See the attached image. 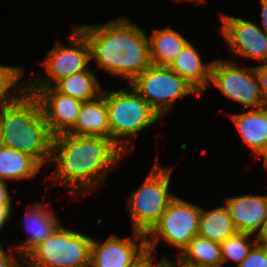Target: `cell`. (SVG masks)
I'll return each mask as SVG.
<instances>
[{"instance_id":"12","label":"cell","mask_w":267,"mask_h":267,"mask_svg":"<svg viewBox=\"0 0 267 267\" xmlns=\"http://www.w3.org/2000/svg\"><path fill=\"white\" fill-rule=\"evenodd\" d=\"M219 30L233 54L267 63V35L257 24L221 13Z\"/></svg>"},{"instance_id":"36","label":"cell","mask_w":267,"mask_h":267,"mask_svg":"<svg viewBox=\"0 0 267 267\" xmlns=\"http://www.w3.org/2000/svg\"><path fill=\"white\" fill-rule=\"evenodd\" d=\"M22 262H23V264L26 265V267H32V266H30L29 264H27V262H25L24 260H22ZM23 264L19 263V265H18L17 267H23V266H22Z\"/></svg>"},{"instance_id":"13","label":"cell","mask_w":267,"mask_h":267,"mask_svg":"<svg viewBox=\"0 0 267 267\" xmlns=\"http://www.w3.org/2000/svg\"><path fill=\"white\" fill-rule=\"evenodd\" d=\"M39 101L44 119L53 136L67 133L77 121L82 101L50 87H26Z\"/></svg>"},{"instance_id":"35","label":"cell","mask_w":267,"mask_h":267,"mask_svg":"<svg viewBox=\"0 0 267 267\" xmlns=\"http://www.w3.org/2000/svg\"><path fill=\"white\" fill-rule=\"evenodd\" d=\"M257 155H263L264 157V165L267 168V145L265 147H263L258 153Z\"/></svg>"},{"instance_id":"15","label":"cell","mask_w":267,"mask_h":267,"mask_svg":"<svg viewBox=\"0 0 267 267\" xmlns=\"http://www.w3.org/2000/svg\"><path fill=\"white\" fill-rule=\"evenodd\" d=\"M67 133L110 138L105 90L96 99L82 102L77 121Z\"/></svg>"},{"instance_id":"6","label":"cell","mask_w":267,"mask_h":267,"mask_svg":"<svg viewBox=\"0 0 267 267\" xmlns=\"http://www.w3.org/2000/svg\"><path fill=\"white\" fill-rule=\"evenodd\" d=\"M92 238L59 225L23 260L32 267H90Z\"/></svg>"},{"instance_id":"4","label":"cell","mask_w":267,"mask_h":267,"mask_svg":"<svg viewBox=\"0 0 267 267\" xmlns=\"http://www.w3.org/2000/svg\"><path fill=\"white\" fill-rule=\"evenodd\" d=\"M129 90H105L110 138L125 153L130 150L126 137H132L153 125L160 115L142 98L133 87ZM122 140H121V139ZM124 138V139H123Z\"/></svg>"},{"instance_id":"3","label":"cell","mask_w":267,"mask_h":267,"mask_svg":"<svg viewBox=\"0 0 267 267\" xmlns=\"http://www.w3.org/2000/svg\"><path fill=\"white\" fill-rule=\"evenodd\" d=\"M0 132L4 146L33 157L41 166L50 161L54 136L38 99L27 88L0 105Z\"/></svg>"},{"instance_id":"21","label":"cell","mask_w":267,"mask_h":267,"mask_svg":"<svg viewBox=\"0 0 267 267\" xmlns=\"http://www.w3.org/2000/svg\"><path fill=\"white\" fill-rule=\"evenodd\" d=\"M41 165L31 156L4 146L0 149V179L19 180L34 177Z\"/></svg>"},{"instance_id":"32","label":"cell","mask_w":267,"mask_h":267,"mask_svg":"<svg viewBox=\"0 0 267 267\" xmlns=\"http://www.w3.org/2000/svg\"><path fill=\"white\" fill-rule=\"evenodd\" d=\"M256 237V243L260 246L267 247V220L258 231Z\"/></svg>"},{"instance_id":"22","label":"cell","mask_w":267,"mask_h":267,"mask_svg":"<svg viewBox=\"0 0 267 267\" xmlns=\"http://www.w3.org/2000/svg\"><path fill=\"white\" fill-rule=\"evenodd\" d=\"M52 87L59 93L82 102L96 99L101 92V85L94 73L88 69L62 78Z\"/></svg>"},{"instance_id":"14","label":"cell","mask_w":267,"mask_h":267,"mask_svg":"<svg viewBox=\"0 0 267 267\" xmlns=\"http://www.w3.org/2000/svg\"><path fill=\"white\" fill-rule=\"evenodd\" d=\"M238 232L255 234L267 220L265 195H245L225 199Z\"/></svg>"},{"instance_id":"34","label":"cell","mask_w":267,"mask_h":267,"mask_svg":"<svg viewBox=\"0 0 267 267\" xmlns=\"http://www.w3.org/2000/svg\"><path fill=\"white\" fill-rule=\"evenodd\" d=\"M176 262H177V264H176ZM176 262L174 263L172 261H169V259L165 257V266L166 267H197V266L186 264V263L182 262L181 260H179L178 258H177Z\"/></svg>"},{"instance_id":"28","label":"cell","mask_w":267,"mask_h":267,"mask_svg":"<svg viewBox=\"0 0 267 267\" xmlns=\"http://www.w3.org/2000/svg\"><path fill=\"white\" fill-rule=\"evenodd\" d=\"M19 261L16 260V257H11L6 254V251L3 249L0 244V267H17Z\"/></svg>"},{"instance_id":"30","label":"cell","mask_w":267,"mask_h":267,"mask_svg":"<svg viewBox=\"0 0 267 267\" xmlns=\"http://www.w3.org/2000/svg\"><path fill=\"white\" fill-rule=\"evenodd\" d=\"M152 258H153V255L147 254L134 267H164L165 266V258H163L158 264H153Z\"/></svg>"},{"instance_id":"17","label":"cell","mask_w":267,"mask_h":267,"mask_svg":"<svg viewBox=\"0 0 267 267\" xmlns=\"http://www.w3.org/2000/svg\"><path fill=\"white\" fill-rule=\"evenodd\" d=\"M212 64L213 62L202 63L198 51L188 42L168 67L183 77L201 94L210 84Z\"/></svg>"},{"instance_id":"27","label":"cell","mask_w":267,"mask_h":267,"mask_svg":"<svg viewBox=\"0 0 267 267\" xmlns=\"http://www.w3.org/2000/svg\"><path fill=\"white\" fill-rule=\"evenodd\" d=\"M255 69L260 85L261 95L264 99L265 106H267V63L256 66Z\"/></svg>"},{"instance_id":"37","label":"cell","mask_w":267,"mask_h":267,"mask_svg":"<svg viewBox=\"0 0 267 267\" xmlns=\"http://www.w3.org/2000/svg\"><path fill=\"white\" fill-rule=\"evenodd\" d=\"M3 147V140H2V136H1V132H0V149Z\"/></svg>"},{"instance_id":"24","label":"cell","mask_w":267,"mask_h":267,"mask_svg":"<svg viewBox=\"0 0 267 267\" xmlns=\"http://www.w3.org/2000/svg\"><path fill=\"white\" fill-rule=\"evenodd\" d=\"M251 235L253 234L237 232L220 243L222 264L228 260H232L237 262L239 265L257 244L256 238L253 241L254 243H252L253 245L248 242Z\"/></svg>"},{"instance_id":"9","label":"cell","mask_w":267,"mask_h":267,"mask_svg":"<svg viewBox=\"0 0 267 267\" xmlns=\"http://www.w3.org/2000/svg\"><path fill=\"white\" fill-rule=\"evenodd\" d=\"M226 97L257 109L265 106L255 67L240 68L233 62L214 60L211 68V79Z\"/></svg>"},{"instance_id":"16","label":"cell","mask_w":267,"mask_h":267,"mask_svg":"<svg viewBox=\"0 0 267 267\" xmlns=\"http://www.w3.org/2000/svg\"><path fill=\"white\" fill-rule=\"evenodd\" d=\"M36 205L27 211L26 214V231L28 237L23 243L18 245L17 252L20 259L23 260L36 246L49 237L54 230L61 224L54 216L53 211L45 210L43 204Z\"/></svg>"},{"instance_id":"19","label":"cell","mask_w":267,"mask_h":267,"mask_svg":"<svg viewBox=\"0 0 267 267\" xmlns=\"http://www.w3.org/2000/svg\"><path fill=\"white\" fill-rule=\"evenodd\" d=\"M188 42L179 32L170 27L154 29L149 39L152 64L169 66Z\"/></svg>"},{"instance_id":"8","label":"cell","mask_w":267,"mask_h":267,"mask_svg":"<svg viewBox=\"0 0 267 267\" xmlns=\"http://www.w3.org/2000/svg\"><path fill=\"white\" fill-rule=\"evenodd\" d=\"M200 214L201 207L175 196L159 221L146 234L148 254L153 255L157 252L155 247L161 237L181 253L190 240L198 236Z\"/></svg>"},{"instance_id":"7","label":"cell","mask_w":267,"mask_h":267,"mask_svg":"<svg viewBox=\"0 0 267 267\" xmlns=\"http://www.w3.org/2000/svg\"><path fill=\"white\" fill-rule=\"evenodd\" d=\"M129 86L133 87L160 117L179 98L195 93L200 95L191 84L168 66L153 64L136 76Z\"/></svg>"},{"instance_id":"33","label":"cell","mask_w":267,"mask_h":267,"mask_svg":"<svg viewBox=\"0 0 267 267\" xmlns=\"http://www.w3.org/2000/svg\"><path fill=\"white\" fill-rule=\"evenodd\" d=\"M261 2V20L263 24V32L267 35V0Z\"/></svg>"},{"instance_id":"18","label":"cell","mask_w":267,"mask_h":267,"mask_svg":"<svg viewBox=\"0 0 267 267\" xmlns=\"http://www.w3.org/2000/svg\"><path fill=\"white\" fill-rule=\"evenodd\" d=\"M243 141L256 154L267 145V106L231 116Z\"/></svg>"},{"instance_id":"23","label":"cell","mask_w":267,"mask_h":267,"mask_svg":"<svg viewBox=\"0 0 267 267\" xmlns=\"http://www.w3.org/2000/svg\"><path fill=\"white\" fill-rule=\"evenodd\" d=\"M182 262L197 267H222L220 243L195 236L188 245L178 253Z\"/></svg>"},{"instance_id":"20","label":"cell","mask_w":267,"mask_h":267,"mask_svg":"<svg viewBox=\"0 0 267 267\" xmlns=\"http://www.w3.org/2000/svg\"><path fill=\"white\" fill-rule=\"evenodd\" d=\"M237 232L226 205L210 211H205L201 208L198 230L200 237L222 243Z\"/></svg>"},{"instance_id":"38","label":"cell","mask_w":267,"mask_h":267,"mask_svg":"<svg viewBox=\"0 0 267 267\" xmlns=\"http://www.w3.org/2000/svg\"><path fill=\"white\" fill-rule=\"evenodd\" d=\"M177 1H184V0H177ZM186 1V0H185ZM188 1H192V0H188ZM193 1H195V0H193ZM197 1H199V2H203L204 0H197Z\"/></svg>"},{"instance_id":"31","label":"cell","mask_w":267,"mask_h":267,"mask_svg":"<svg viewBox=\"0 0 267 267\" xmlns=\"http://www.w3.org/2000/svg\"><path fill=\"white\" fill-rule=\"evenodd\" d=\"M5 180L0 179V203L11 204V198Z\"/></svg>"},{"instance_id":"10","label":"cell","mask_w":267,"mask_h":267,"mask_svg":"<svg viewBox=\"0 0 267 267\" xmlns=\"http://www.w3.org/2000/svg\"><path fill=\"white\" fill-rule=\"evenodd\" d=\"M72 32L69 41L72 48L57 41L41 62L48 75L46 79L41 77L30 80L25 87H50L52 80L56 83L64 77L87 70L86 65L91 60L88 41L76 27Z\"/></svg>"},{"instance_id":"26","label":"cell","mask_w":267,"mask_h":267,"mask_svg":"<svg viewBox=\"0 0 267 267\" xmlns=\"http://www.w3.org/2000/svg\"><path fill=\"white\" fill-rule=\"evenodd\" d=\"M236 267H267V247L256 244Z\"/></svg>"},{"instance_id":"29","label":"cell","mask_w":267,"mask_h":267,"mask_svg":"<svg viewBox=\"0 0 267 267\" xmlns=\"http://www.w3.org/2000/svg\"><path fill=\"white\" fill-rule=\"evenodd\" d=\"M11 204L0 203V230L4 227V225L8 222L12 208ZM2 244V243H0Z\"/></svg>"},{"instance_id":"2","label":"cell","mask_w":267,"mask_h":267,"mask_svg":"<svg viewBox=\"0 0 267 267\" xmlns=\"http://www.w3.org/2000/svg\"><path fill=\"white\" fill-rule=\"evenodd\" d=\"M76 28L88 41L91 59L111 75H121L130 83L152 64L145 31L129 19L117 18L102 25Z\"/></svg>"},{"instance_id":"25","label":"cell","mask_w":267,"mask_h":267,"mask_svg":"<svg viewBox=\"0 0 267 267\" xmlns=\"http://www.w3.org/2000/svg\"><path fill=\"white\" fill-rule=\"evenodd\" d=\"M22 76V67L0 65V105L13 100L26 88H23L25 82H22L23 84H21L20 87L17 86L18 80H20ZM16 86L19 89L15 88ZM11 87H14L15 91ZM10 90L11 92L9 93Z\"/></svg>"},{"instance_id":"1","label":"cell","mask_w":267,"mask_h":267,"mask_svg":"<svg viewBox=\"0 0 267 267\" xmlns=\"http://www.w3.org/2000/svg\"><path fill=\"white\" fill-rule=\"evenodd\" d=\"M124 152L111 138L61 133L53 137L50 160L55 162L53 179L74 188V193L94 190Z\"/></svg>"},{"instance_id":"11","label":"cell","mask_w":267,"mask_h":267,"mask_svg":"<svg viewBox=\"0 0 267 267\" xmlns=\"http://www.w3.org/2000/svg\"><path fill=\"white\" fill-rule=\"evenodd\" d=\"M132 235L134 240L131 237L120 239L112 234L104 243L92 239L90 267H134L148 252L146 235L136 231Z\"/></svg>"},{"instance_id":"5","label":"cell","mask_w":267,"mask_h":267,"mask_svg":"<svg viewBox=\"0 0 267 267\" xmlns=\"http://www.w3.org/2000/svg\"><path fill=\"white\" fill-rule=\"evenodd\" d=\"M142 185L128 197V210L133 231L147 234L159 221L170 201L175 197L168 192L171 168H162L158 160Z\"/></svg>"}]
</instances>
